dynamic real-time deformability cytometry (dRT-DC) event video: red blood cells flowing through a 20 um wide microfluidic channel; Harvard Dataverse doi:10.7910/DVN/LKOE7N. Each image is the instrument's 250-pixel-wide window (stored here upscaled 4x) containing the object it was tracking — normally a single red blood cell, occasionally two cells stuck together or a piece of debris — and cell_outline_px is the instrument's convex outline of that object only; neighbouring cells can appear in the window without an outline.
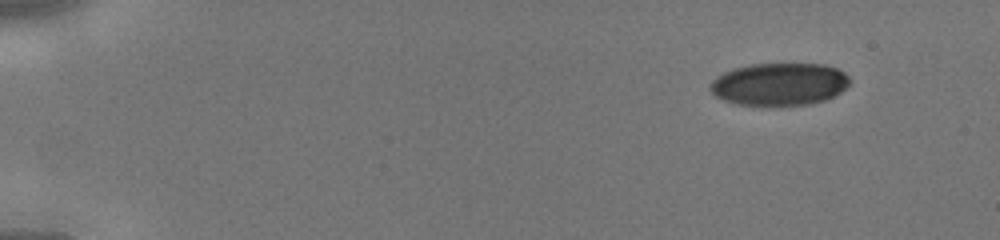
{"species": "human", "species_latin": "Homo sapiens", "temperature_condition": "cold", "stored_images_in_passage": 41, "camera_frame_rate_fps": 3000, "um_per_image_px": 0.085, "donor": {"sex": "male"}, "frame": {"image": 1, "passage_image": 1, "time_ms": 0.0, "image_size_px": [1000, 240], "cell_outline_px": [[848, 84], [840, 92], [824, 100], [808, 104], [736, 104], [724, 100], [716, 96], [708, 88], [712, 80], [716, 76], [724, 72], [736, 68], [752, 64], [824, 64], [836, 68], [844, 72], [848, 76]], "centroid_in_image_um": [66.22, 7.13], "position_along_channel_um": 18.8, "area_um2": 34.04}}
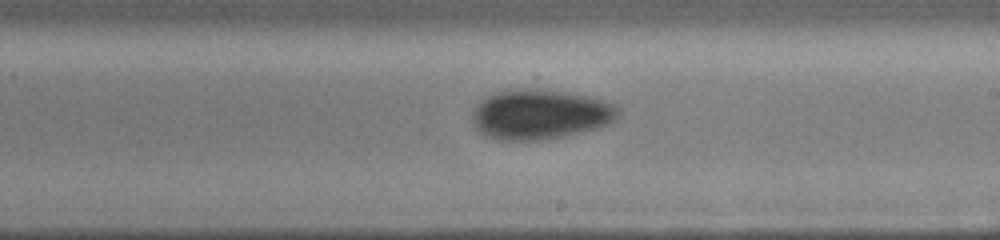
{"frame": {"image": 2, "passage_image": 24, "time_ms": 7.667, "image_size_px": [1000, 240], "cell_outline_px": [[620, 116], [616, 120], [608, 124], [596, 128], [564, 136], [536, 140], [496, 140], [480, 132], [476, 128], [472, 120], [472, 112], [476, 104], [480, 100], [496, 92], [520, 88], [524, 88], [568, 92], [588, 96], [604, 100], [616, 104], [620, 108]], "centroid_in_image_um": [45.93, 9.71], "position_along_channel_um": 243.1, "area_um2": 42.6}}
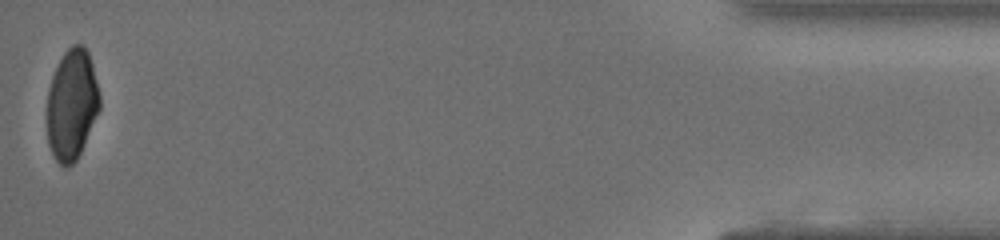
{"frame": {"image": 3, "passage_image": 41, "time_ms": 13.333, "image_size_px": [1000, 240], "cell_outline_px": [[100, 108], [84, 144], [76, 160], [68, 168], [64, 168], [56, 160], [48, 144], [48, 88], [52, 76], [64, 52], [72, 44], [84, 44], [88, 52], [92, 64], [100, 96]], "centroid_in_image_um": [6.11, 8.88], "position_along_channel_um": 429.1, "area_um2": 33.76}}